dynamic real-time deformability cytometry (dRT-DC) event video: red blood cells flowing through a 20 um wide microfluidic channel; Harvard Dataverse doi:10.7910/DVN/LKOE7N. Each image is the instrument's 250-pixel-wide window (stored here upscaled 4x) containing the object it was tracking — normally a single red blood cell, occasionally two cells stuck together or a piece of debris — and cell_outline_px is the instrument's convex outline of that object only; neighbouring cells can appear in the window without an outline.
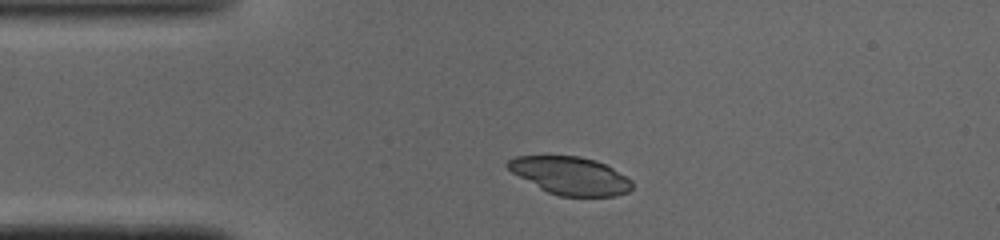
{"species": "common noctule bat (a hibernating species)", "species_latin": "Nyctalus noctula", "temperature_condition": "cold", "stored_images_in_passage": 39, "camera_frame_rate_fps": 3000, "um_per_image_px": 0.085, "animal": {"sex": "male", "body_mass_g": 19.0, "forearm_length_mm": 50.8}, "frame": {"image": 1, "passage_image": 1, "time_ms": 0.0, "image_size_px": [1000, 240], "cell_outline_px": [[632, 188], [628, 192], [616, 196], [560, 196], [548, 192], [540, 188], [512, 172], [504, 164], [508, 160], [516, 156], [580, 156], [596, 160], [612, 168], [632, 180]], "centroid_in_image_um": [48.49, 14.93], "position_along_channel_um": 36.5, "area_um2": 27.22}}
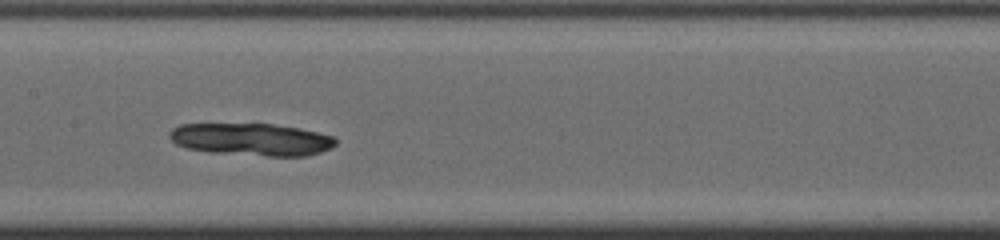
{"frame": {"image": 2, "passage_image": 14, "time_ms": 4.333, "image_size_px": [1000, 240], "cell_outline_px": [[336, 144], [320, 152], [308, 156], [268, 156], [208, 152], [184, 148], [176, 144], [168, 136], [168, 132], [172, 128], [180, 124], [272, 124], [300, 128], [336, 136]], "centroid_in_image_um": [21.36, 11.85], "position_along_channel_um": 186.0, "area_um2": 31.56}}
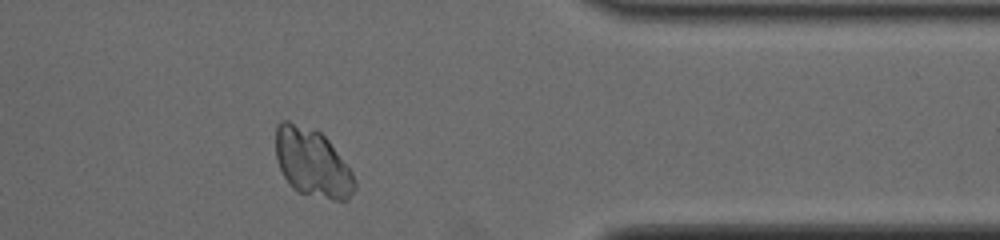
{"frame": {"image": 3, "passage_image": 30, "time_ms": 9.667, "image_size_px": [1000, 240], "cell_outline_px": [[356, 188], [348, 200], [332, 200], [300, 192], [292, 188], [284, 176], [280, 168], [276, 156], [276, 124], [280, 120], [288, 120], [320, 132], [328, 140], [352, 172], [356, 180]], "centroid_in_image_um": [26.54, 13.84], "position_along_channel_um": 384.9, "area_um2": 31.21}}